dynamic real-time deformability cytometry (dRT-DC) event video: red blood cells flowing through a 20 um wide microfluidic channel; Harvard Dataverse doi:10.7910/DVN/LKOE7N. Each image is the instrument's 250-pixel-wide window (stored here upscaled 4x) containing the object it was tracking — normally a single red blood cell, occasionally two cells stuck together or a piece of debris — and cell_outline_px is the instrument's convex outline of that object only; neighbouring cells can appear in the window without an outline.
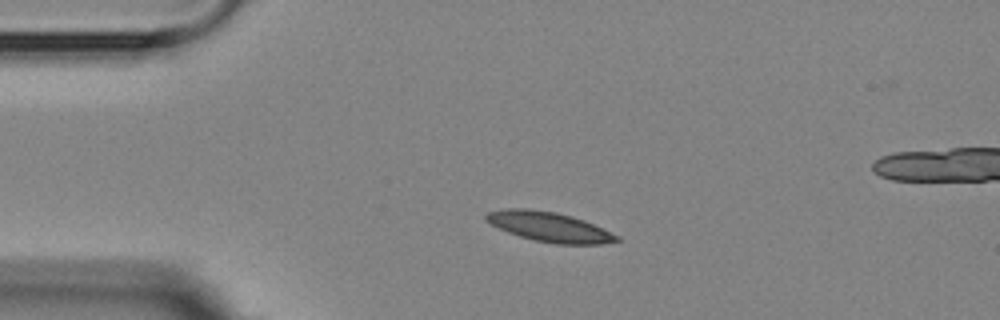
{"species": "Egyptian fruit bat (a non-hibernating species)", "species_latin": "Rousettus aegyptiacus", "temperature_condition": "room temperature", "stored_images_in_passage": 4, "camera_frame_rate_fps": 3000, "um_per_image_px": 0.085, "animal": {"sex": "female"}, "frame": {"image": 1, "passage_image": 3, "time_ms": 2.333, "image_size_px": [1000, 320], "cell_outline_px": [[620, 240], [600, 244], [556, 244], [536, 240], [520, 236], [508, 232], [484, 220], [484, 216], [488, 212], [504, 208], [528, 208], [556, 212], [572, 216], [584, 220], [620, 236]], "centroid_in_image_um": [46.68, 19.27], "position_along_channel_um": 38.3, "area_um2": 22.54}}